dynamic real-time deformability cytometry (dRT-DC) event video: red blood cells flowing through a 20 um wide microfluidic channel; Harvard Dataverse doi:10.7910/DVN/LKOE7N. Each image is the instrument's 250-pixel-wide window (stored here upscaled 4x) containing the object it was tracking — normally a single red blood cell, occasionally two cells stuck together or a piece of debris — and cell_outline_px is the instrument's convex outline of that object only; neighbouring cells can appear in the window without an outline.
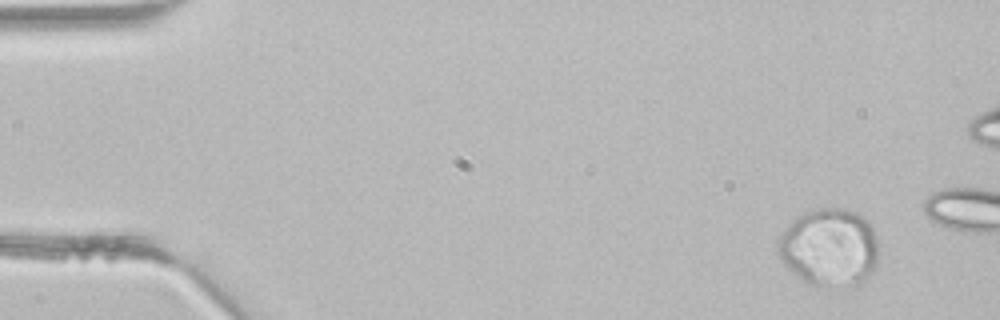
{"species": "common noctule bat (a hibernating species)", "species_latin": "Nyctalus noctula", "temperature_condition": "room temperature", "stored_images_in_passage": 3, "camera_frame_rate_fps": 3000, "um_per_image_px": 0.085, "animal": {"sex": "male", "body_mass_g": 21.5, "forearm_length_mm": 52.0}, "frame": {"image": 1, "passage_image": 1, "time_ms": 0.0, "image_size_px": [1000, 320], "cell_outline_px": [[876, 268], [868, 280], [856, 288], [820, 288], [808, 284], [788, 268], [784, 264], [776, 252], [776, 240], [804, 212], [820, 208], [844, 208], [856, 212], [864, 216], [868, 220], [876, 236]], "centroid_in_image_um": [70.53, 21.11], "position_along_channel_um": 14.5, "area_um2": 46.53}}